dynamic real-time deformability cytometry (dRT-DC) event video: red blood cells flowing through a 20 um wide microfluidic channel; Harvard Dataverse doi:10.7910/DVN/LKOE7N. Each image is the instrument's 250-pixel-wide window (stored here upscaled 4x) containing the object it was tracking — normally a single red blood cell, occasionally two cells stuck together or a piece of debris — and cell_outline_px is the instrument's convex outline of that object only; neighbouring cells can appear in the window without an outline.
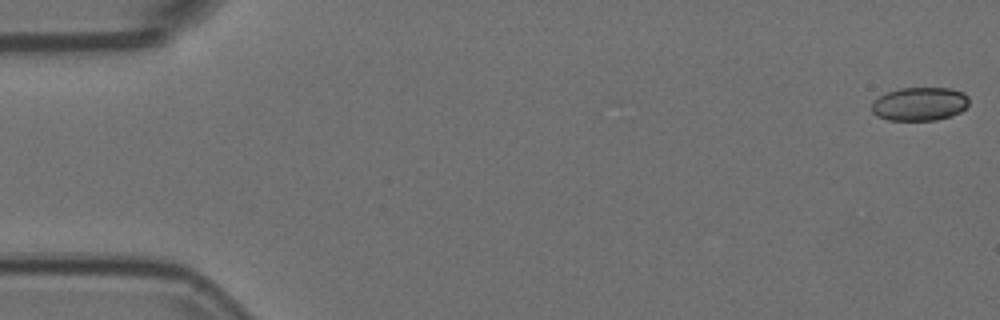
{"species": "Egyptian fruit bat (a non-hibernating species)", "species_latin": "Rousettus aegyptiacus", "temperature_condition": "room temperature", "stored_images_in_passage": 55, "camera_frame_rate_fps": 3000, "um_per_image_px": 0.085, "animal": {"sex": "female"}, "frame": {"image": 1, "passage_image": 1, "time_ms": 0.0, "image_size_px": [1000, 320], "cell_outline_px": [[968, 104], [960, 112], [952, 116], [936, 120], [888, 120], [876, 116], [872, 112], [872, 104], [880, 96], [888, 92], [900, 88], [952, 88], [964, 92], [968, 96]], "centroid_in_image_um": [78.19, 8.84], "position_along_channel_um": 6.8, "area_um2": 19.02}}
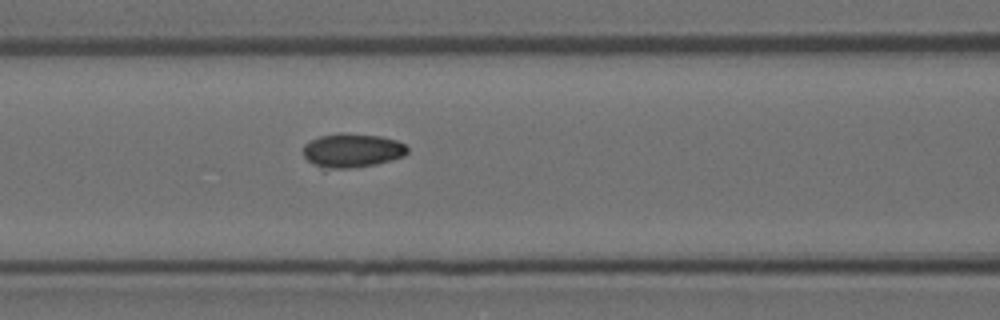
{"frame": {"image": 2, "passage_image": 23, "time_ms": 7.333, "image_size_px": [1000, 320], "cell_outline_px": [[408, 152], [404, 156], [376, 164], [324, 172], [308, 160], [304, 156], [304, 144], [320, 136], [340, 132], [380, 136], [396, 140], [404, 144], [408, 148]], "centroid_in_image_um": [29.89, 12.82], "position_along_channel_um": 136.7, "area_um2": 21.04}}
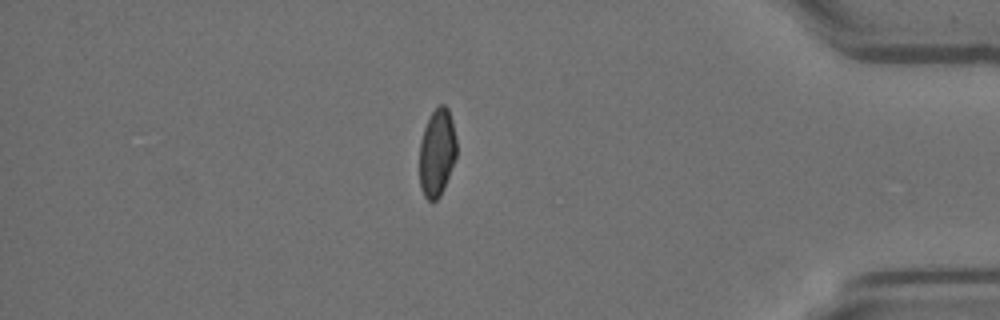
{"frame": {"image": 3, "passage_image": 47, "time_ms": 15.333, "image_size_px": [1000, 320], "cell_outline_px": [[456, 156], [444, 188], [440, 196], [436, 200], [428, 200], [424, 196], [420, 188], [420, 140], [424, 128], [432, 112], [440, 104], [444, 104], [448, 108], [452, 120], [456, 140]], "centroid_in_image_um": [37.14, 12.97], "position_along_channel_um": 398.1, "area_um2": 18.84}}